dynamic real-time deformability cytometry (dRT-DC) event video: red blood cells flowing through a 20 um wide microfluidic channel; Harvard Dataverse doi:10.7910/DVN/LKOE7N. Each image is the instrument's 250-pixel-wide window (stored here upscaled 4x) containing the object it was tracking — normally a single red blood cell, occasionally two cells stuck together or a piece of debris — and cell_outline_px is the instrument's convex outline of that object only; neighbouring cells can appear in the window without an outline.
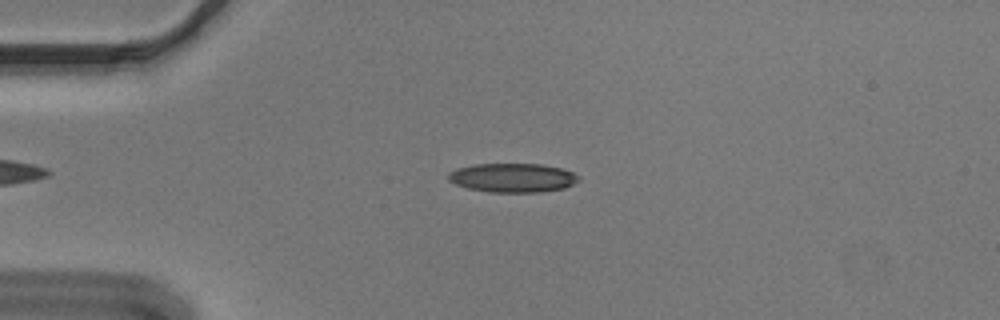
{"species": "Egyptian fruit bat (a non-hibernating species)", "species_latin": "Rousettus aegyptiacus", "temperature_condition": "cold", "stored_images_in_passage": 49, "camera_frame_rate_fps": 3000, "um_per_image_px": 0.085, "animal": {"sex": "male"}, "frame": {"image": 1, "passage_image": 13, "time_ms": 4.0, "image_size_px": [1000, 320], "cell_outline_px": [[580, 180], [564, 188], [540, 192], [488, 192], [468, 188], [456, 184], [448, 180], [448, 172], [456, 168], [476, 164], [540, 164], [560, 168], [572, 172], [580, 176]], "centroid_in_image_um": [43.56, 15.11], "position_along_channel_um": 41.4, "area_um2": 22.02}}
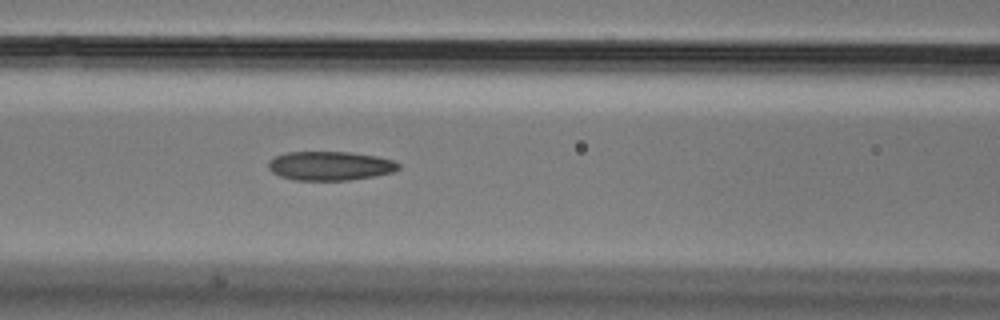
{"frame": {"image": 2, "passage_image": 23, "time_ms": 7.333, "image_size_px": [1000, 320], "cell_outline_px": [[400, 168], [392, 172], [372, 176], [348, 180], [292, 180], [280, 176], [272, 172], [268, 168], [268, 160], [276, 156], [288, 152], [348, 152], [376, 156], [392, 160], [400, 164]], "centroid_in_image_um": [28.02, 14.1], "position_along_channel_um": 138.6, "area_um2": 21.91}}
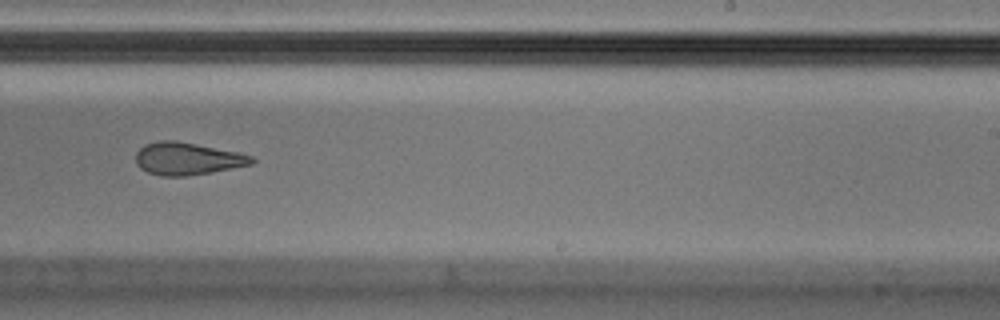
{"frame": {"image": 3, "passage_image": 34, "time_ms": 11.0, "image_size_px": [1000, 320], "cell_outline_px": [[256, 160], [252, 164], [212, 172], [184, 176], [160, 176], [148, 172], [140, 168], [136, 164], [136, 152], [144, 144], [160, 140], [176, 140], [236, 152], [252, 156]], "centroid_in_image_um": [15.89, 13.49], "position_along_channel_um": 273.1, "area_um2": 21.85}, "authors_computed_cell_mechanics": {"area_um2": 22.1374, "velocity_mm_per_s": 3.6769, "shape_relaxation_time_tau1_ms": null, "shape_relaxation_time_tau2_ms": 3.7281, "deformation_change_tau1": null, "deformation_change_tau2": 0.1186}}